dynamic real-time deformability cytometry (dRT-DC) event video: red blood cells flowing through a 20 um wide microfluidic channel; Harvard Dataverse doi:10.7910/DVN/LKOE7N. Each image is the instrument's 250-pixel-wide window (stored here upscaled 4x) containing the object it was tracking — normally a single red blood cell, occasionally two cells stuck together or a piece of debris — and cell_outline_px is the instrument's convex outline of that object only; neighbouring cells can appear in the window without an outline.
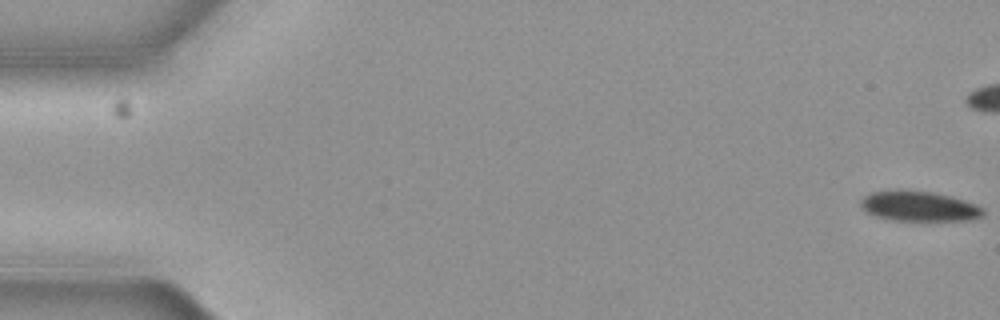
{"species": "common noctule bat (a hibernating species)", "species_latin": "Nyctalus noctula", "temperature_condition": "cold", "stored_images_in_passage": 4, "camera_frame_rate_fps": 3000, "um_per_image_px": 0.085, "animal": {"sex": "female", "body_mass_g": 19.3, "forearm_length_mm": 54.1}, "frame": {"image": 1, "passage_image": 1, "time_ms": 0.0, "image_size_px": [1000, 320], "cell_outline_px": [[984, 212], [980, 216], [968, 220], [888, 220], [864, 212], [860, 204], [860, 200], [864, 196], [872, 192], [900, 188], [932, 192], [952, 196], [964, 200], [984, 208]], "centroid_in_image_um": [78.04, 17.5], "position_along_channel_um": 7.0, "area_um2": 21.73}}